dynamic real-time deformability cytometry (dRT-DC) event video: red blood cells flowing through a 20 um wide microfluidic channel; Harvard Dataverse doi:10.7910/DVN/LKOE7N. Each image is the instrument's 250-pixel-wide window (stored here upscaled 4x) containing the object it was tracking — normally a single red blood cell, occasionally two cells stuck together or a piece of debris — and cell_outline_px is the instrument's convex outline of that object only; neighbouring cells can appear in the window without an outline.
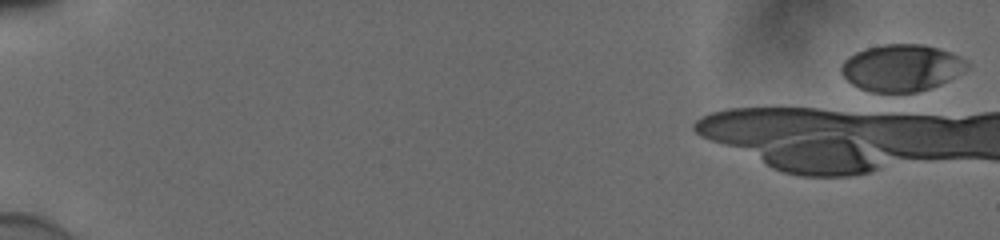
{"species": "human", "species_latin": "Homo sapiens", "temperature_condition": "cold", "stored_images_in_passage": 2, "camera_frame_rate_fps": 3000, "um_per_image_px": 0.085, "donor": {"sex": "male"}, "frame": {"image": 1, "passage_image": 1, "time_ms": 0.0, "image_size_px": [1000, 240], "cell_outline_px": [[968, 68], [964, 72], [940, 84], [916, 92], [872, 92], [860, 88], [852, 84], [840, 72], [840, 64], [848, 56], [856, 52], [868, 48], [884, 44], [924, 44], [952, 52], [968, 60]], "centroid_in_image_um": [76.64, 5.75], "position_along_channel_um": 8.4, "area_um2": 34.45}}